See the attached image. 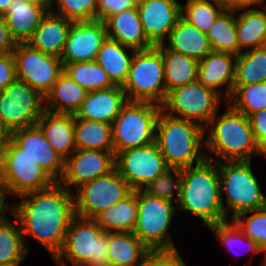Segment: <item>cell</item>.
<instances>
[{
	"label": "cell",
	"mask_w": 266,
	"mask_h": 266,
	"mask_svg": "<svg viewBox=\"0 0 266 266\" xmlns=\"http://www.w3.org/2000/svg\"><path fill=\"white\" fill-rule=\"evenodd\" d=\"M96 8L97 0H52L51 11L76 22L96 20Z\"/></svg>",
	"instance_id": "7bdbcfd3"
},
{
	"label": "cell",
	"mask_w": 266,
	"mask_h": 266,
	"mask_svg": "<svg viewBox=\"0 0 266 266\" xmlns=\"http://www.w3.org/2000/svg\"><path fill=\"white\" fill-rule=\"evenodd\" d=\"M12 214L19 220L24 243L31 237L54 259L61 251L71 219L75 216L74 192L55 183L52 187L18 196Z\"/></svg>",
	"instance_id": "6da1fadb"
},
{
	"label": "cell",
	"mask_w": 266,
	"mask_h": 266,
	"mask_svg": "<svg viewBox=\"0 0 266 266\" xmlns=\"http://www.w3.org/2000/svg\"><path fill=\"white\" fill-rule=\"evenodd\" d=\"M126 50H132V54ZM135 51L108 37L98 51L96 62L105 69L114 85L122 87L128 77Z\"/></svg>",
	"instance_id": "f546056e"
},
{
	"label": "cell",
	"mask_w": 266,
	"mask_h": 266,
	"mask_svg": "<svg viewBox=\"0 0 266 266\" xmlns=\"http://www.w3.org/2000/svg\"><path fill=\"white\" fill-rule=\"evenodd\" d=\"M13 0H0V14H5Z\"/></svg>",
	"instance_id": "db71d44e"
},
{
	"label": "cell",
	"mask_w": 266,
	"mask_h": 266,
	"mask_svg": "<svg viewBox=\"0 0 266 266\" xmlns=\"http://www.w3.org/2000/svg\"><path fill=\"white\" fill-rule=\"evenodd\" d=\"M133 190L116 169L82 184L74 192L75 215L95 219Z\"/></svg>",
	"instance_id": "4fadbf2b"
},
{
	"label": "cell",
	"mask_w": 266,
	"mask_h": 266,
	"mask_svg": "<svg viewBox=\"0 0 266 266\" xmlns=\"http://www.w3.org/2000/svg\"><path fill=\"white\" fill-rule=\"evenodd\" d=\"M74 137L76 149L114 151L111 124L74 115Z\"/></svg>",
	"instance_id": "d6a6232c"
},
{
	"label": "cell",
	"mask_w": 266,
	"mask_h": 266,
	"mask_svg": "<svg viewBox=\"0 0 266 266\" xmlns=\"http://www.w3.org/2000/svg\"><path fill=\"white\" fill-rule=\"evenodd\" d=\"M45 97L24 81L15 79L0 92V123L10 132L35 126L45 111Z\"/></svg>",
	"instance_id": "7c38bea8"
},
{
	"label": "cell",
	"mask_w": 266,
	"mask_h": 266,
	"mask_svg": "<svg viewBox=\"0 0 266 266\" xmlns=\"http://www.w3.org/2000/svg\"><path fill=\"white\" fill-rule=\"evenodd\" d=\"M36 125L54 150L64 160L76 151L74 137V114L54 113L45 110Z\"/></svg>",
	"instance_id": "603a6c76"
},
{
	"label": "cell",
	"mask_w": 266,
	"mask_h": 266,
	"mask_svg": "<svg viewBox=\"0 0 266 266\" xmlns=\"http://www.w3.org/2000/svg\"><path fill=\"white\" fill-rule=\"evenodd\" d=\"M204 138V127L200 124L160 111L155 143L168 167L182 169L203 162L206 159Z\"/></svg>",
	"instance_id": "277c9868"
},
{
	"label": "cell",
	"mask_w": 266,
	"mask_h": 266,
	"mask_svg": "<svg viewBox=\"0 0 266 266\" xmlns=\"http://www.w3.org/2000/svg\"><path fill=\"white\" fill-rule=\"evenodd\" d=\"M260 155L266 158V109L256 111L248 116Z\"/></svg>",
	"instance_id": "bcb514c9"
},
{
	"label": "cell",
	"mask_w": 266,
	"mask_h": 266,
	"mask_svg": "<svg viewBox=\"0 0 266 266\" xmlns=\"http://www.w3.org/2000/svg\"><path fill=\"white\" fill-rule=\"evenodd\" d=\"M167 40L169 42V46L166 45L168 49L198 61L212 51L207 35L182 17L170 32Z\"/></svg>",
	"instance_id": "83f0119b"
},
{
	"label": "cell",
	"mask_w": 266,
	"mask_h": 266,
	"mask_svg": "<svg viewBox=\"0 0 266 266\" xmlns=\"http://www.w3.org/2000/svg\"><path fill=\"white\" fill-rule=\"evenodd\" d=\"M222 98L215 90L196 80L169 91L161 108L172 117L191 120L206 127L217 113Z\"/></svg>",
	"instance_id": "8fae6325"
},
{
	"label": "cell",
	"mask_w": 266,
	"mask_h": 266,
	"mask_svg": "<svg viewBox=\"0 0 266 266\" xmlns=\"http://www.w3.org/2000/svg\"><path fill=\"white\" fill-rule=\"evenodd\" d=\"M251 164V160L218 162L220 197L227 220L266 206V196L261 191ZM223 194H226L225 200ZM228 213L232 217L228 218Z\"/></svg>",
	"instance_id": "5b68a950"
},
{
	"label": "cell",
	"mask_w": 266,
	"mask_h": 266,
	"mask_svg": "<svg viewBox=\"0 0 266 266\" xmlns=\"http://www.w3.org/2000/svg\"><path fill=\"white\" fill-rule=\"evenodd\" d=\"M149 250L133 232H108L107 252L110 265L141 266Z\"/></svg>",
	"instance_id": "4316f807"
},
{
	"label": "cell",
	"mask_w": 266,
	"mask_h": 266,
	"mask_svg": "<svg viewBox=\"0 0 266 266\" xmlns=\"http://www.w3.org/2000/svg\"><path fill=\"white\" fill-rule=\"evenodd\" d=\"M121 86L88 92L75 117L112 124L127 102Z\"/></svg>",
	"instance_id": "44dd1931"
},
{
	"label": "cell",
	"mask_w": 266,
	"mask_h": 266,
	"mask_svg": "<svg viewBox=\"0 0 266 266\" xmlns=\"http://www.w3.org/2000/svg\"><path fill=\"white\" fill-rule=\"evenodd\" d=\"M7 197L6 190L0 185V222L7 218V212L12 213V205H6L5 199ZM5 203V204H4Z\"/></svg>",
	"instance_id": "f907efd6"
},
{
	"label": "cell",
	"mask_w": 266,
	"mask_h": 266,
	"mask_svg": "<svg viewBox=\"0 0 266 266\" xmlns=\"http://www.w3.org/2000/svg\"><path fill=\"white\" fill-rule=\"evenodd\" d=\"M12 54L16 78L44 97L63 73L64 67L59 57L34 49L28 43H18Z\"/></svg>",
	"instance_id": "5bb4252c"
},
{
	"label": "cell",
	"mask_w": 266,
	"mask_h": 266,
	"mask_svg": "<svg viewBox=\"0 0 266 266\" xmlns=\"http://www.w3.org/2000/svg\"><path fill=\"white\" fill-rule=\"evenodd\" d=\"M21 263L0 264V266H20Z\"/></svg>",
	"instance_id": "6f0895ef"
},
{
	"label": "cell",
	"mask_w": 266,
	"mask_h": 266,
	"mask_svg": "<svg viewBox=\"0 0 266 266\" xmlns=\"http://www.w3.org/2000/svg\"><path fill=\"white\" fill-rule=\"evenodd\" d=\"M11 139L28 154L56 183L64 172V158L49 144L35 125L11 132Z\"/></svg>",
	"instance_id": "d6986e66"
},
{
	"label": "cell",
	"mask_w": 266,
	"mask_h": 266,
	"mask_svg": "<svg viewBox=\"0 0 266 266\" xmlns=\"http://www.w3.org/2000/svg\"><path fill=\"white\" fill-rule=\"evenodd\" d=\"M15 79L16 69L12 52L0 53V92Z\"/></svg>",
	"instance_id": "7dc6e473"
},
{
	"label": "cell",
	"mask_w": 266,
	"mask_h": 266,
	"mask_svg": "<svg viewBox=\"0 0 266 266\" xmlns=\"http://www.w3.org/2000/svg\"><path fill=\"white\" fill-rule=\"evenodd\" d=\"M208 228L211 231H213V234L215 235L219 243H221L227 250L230 251L234 250L233 253L235 252V249L237 250L240 249V248L238 249V247L241 244L242 245L240 247H242L243 245L248 246V247L244 246L246 248V249L243 248L244 251L246 250L247 253L250 252L253 255H256L263 251L255 241L247 238L243 234V232L240 230V228L235 224L233 220L230 221L226 220L220 223H216L210 225ZM246 251L244 253H246Z\"/></svg>",
	"instance_id": "ab89813d"
},
{
	"label": "cell",
	"mask_w": 266,
	"mask_h": 266,
	"mask_svg": "<svg viewBox=\"0 0 266 266\" xmlns=\"http://www.w3.org/2000/svg\"><path fill=\"white\" fill-rule=\"evenodd\" d=\"M161 110V106L154 103L127 101L111 124L114 154L155 142Z\"/></svg>",
	"instance_id": "ba28073f"
},
{
	"label": "cell",
	"mask_w": 266,
	"mask_h": 266,
	"mask_svg": "<svg viewBox=\"0 0 266 266\" xmlns=\"http://www.w3.org/2000/svg\"><path fill=\"white\" fill-rule=\"evenodd\" d=\"M14 222L6 218L0 222V264L22 263L29 246L25 245L19 220L11 213Z\"/></svg>",
	"instance_id": "836d02e7"
},
{
	"label": "cell",
	"mask_w": 266,
	"mask_h": 266,
	"mask_svg": "<svg viewBox=\"0 0 266 266\" xmlns=\"http://www.w3.org/2000/svg\"><path fill=\"white\" fill-rule=\"evenodd\" d=\"M28 2L35 3L45 7L48 11L52 9V0H27Z\"/></svg>",
	"instance_id": "f5cc1de1"
},
{
	"label": "cell",
	"mask_w": 266,
	"mask_h": 266,
	"mask_svg": "<svg viewBox=\"0 0 266 266\" xmlns=\"http://www.w3.org/2000/svg\"><path fill=\"white\" fill-rule=\"evenodd\" d=\"M262 252H264L263 261L261 262L262 266H266V249H264Z\"/></svg>",
	"instance_id": "9f6ffc18"
},
{
	"label": "cell",
	"mask_w": 266,
	"mask_h": 266,
	"mask_svg": "<svg viewBox=\"0 0 266 266\" xmlns=\"http://www.w3.org/2000/svg\"><path fill=\"white\" fill-rule=\"evenodd\" d=\"M232 220L247 238L255 241L262 250L266 249V206L240 213Z\"/></svg>",
	"instance_id": "b9f144b4"
},
{
	"label": "cell",
	"mask_w": 266,
	"mask_h": 266,
	"mask_svg": "<svg viewBox=\"0 0 266 266\" xmlns=\"http://www.w3.org/2000/svg\"><path fill=\"white\" fill-rule=\"evenodd\" d=\"M225 103L247 117L256 111L266 109V82L233 85V92Z\"/></svg>",
	"instance_id": "74e56055"
},
{
	"label": "cell",
	"mask_w": 266,
	"mask_h": 266,
	"mask_svg": "<svg viewBox=\"0 0 266 266\" xmlns=\"http://www.w3.org/2000/svg\"><path fill=\"white\" fill-rule=\"evenodd\" d=\"M255 5H263L266 7V0H247V9L253 8ZM250 7V8H249Z\"/></svg>",
	"instance_id": "11a10c76"
},
{
	"label": "cell",
	"mask_w": 266,
	"mask_h": 266,
	"mask_svg": "<svg viewBox=\"0 0 266 266\" xmlns=\"http://www.w3.org/2000/svg\"><path fill=\"white\" fill-rule=\"evenodd\" d=\"M224 12H238L247 9V0H214Z\"/></svg>",
	"instance_id": "681fc988"
},
{
	"label": "cell",
	"mask_w": 266,
	"mask_h": 266,
	"mask_svg": "<svg viewBox=\"0 0 266 266\" xmlns=\"http://www.w3.org/2000/svg\"><path fill=\"white\" fill-rule=\"evenodd\" d=\"M137 205V223L133 233L150 250L176 248L168 230L175 211H178L177 204L137 190Z\"/></svg>",
	"instance_id": "30bf717a"
},
{
	"label": "cell",
	"mask_w": 266,
	"mask_h": 266,
	"mask_svg": "<svg viewBox=\"0 0 266 266\" xmlns=\"http://www.w3.org/2000/svg\"><path fill=\"white\" fill-rule=\"evenodd\" d=\"M11 139V132L0 123V160Z\"/></svg>",
	"instance_id": "816d5d0a"
},
{
	"label": "cell",
	"mask_w": 266,
	"mask_h": 266,
	"mask_svg": "<svg viewBox=\"0 0 266 266\" xmlns=\"http://www.w3.org/2000/svg\"><path fill=\"white\" fill-rule=\"evenodd\" d=\"M164 60L166 92L197 80L199 61L182 53L170 50L164 44L156 45Z\"/></svg>",
	"instance_id": "f1b7e54d"
},
{
	"label": "cell",
	"mask_w": 266,
	"mask_h": 266,
	"mask_svg": "<svg viewBox=\"0 0 266 266\" xmlns=\"http://www.w3.org/2000/svg\"><path fill=\"white\" fill-rule=\"evenodd\" d=\"M181 182L182 169L169 167L161 175L144 186L142 191L151 197L170 200L177 204L180 197ZM174 196H176L175 199L173 198Z\"/></svg>",
	"instance_id": "60d3db41"
},
{
	"label": "cell",
	"mask_w": 266,
	"mask_h": 266,
	"mask_svg": "<svg viewBox=\"0 0 266 266\" xmlns=\"http://www.w3.org/2000/svg\"><path fill=\"white\" fill-rule=\"evenodd\" d=\"M56 182L10 139L0 160V185L7 195L20 196L52 187Z\"/></svg>",
	"instance_id": "9c48e42d"
},
{
	"label": "cell",
	"mask_w": 266,
	"mask_h": 266,
	"mask_svg": "<svg viewBox=\"0 0 266 266\" xmlns=\"http://www.w3.org/2000/svg\"><path fill=\"white\" fill-rule=\"evenodd\" d=\"M167 168L169 167L155 142L126 149L115 155V169L133 191L142 190Z\"/></svg>",
	"instance_id": "9a60e30c"
},
{
	"label": "cell",
	"mask_w": 266,
	"mask_h": 266,
	"mask_svg": "<svg viewBox=\"0 0 266 266\" xmlns=\"http://www.w3.org/2000/svg\"><path fill=\"white\" fill-rule=\"evenodd\" d=\"M223 12L214 0H186L181 5L182 18L205 34Z\"/></svg>",
	"instance_id": "f35d334b"
},
{
	"label": "cell",
	"mask_w": 266,
	"mask_h": 266,
	"mask_svg": "<svg viewBox=\"0 0 266 266\" xmlns=\"http://www.w3.org/2000/svg\"><path fill=\"white\" fill-rule=\"evenodd\" d=\"M88 92L63 72L45 96V110L76 114Z\"/></svg>",
	"instance_id": "484cf974"
},
{
	"label": "cell",
	"mask_w": 266,
	"mask_h": 266,
	"mask_svg": "<svg viewBox=\"0 0 266 266\" xmlns=\"http://www.w3.org/2000/svg\"><path fill=\"white\" fill-rule=\"evenodd\" d=\"M48 10L27 0H13L4 14L5 22L17 43H27Z\"/></svg>",
	"instance_id": "d4e9b609"
},
{
	"label": "cell",
	"mask_w": 266,
	"mask_h": 266,
	"mask_svg": "<svg viewBox=\"0 0 266 266\" xmlns=\"http://www.w3.org/2000/svg\"><path fill=\"white\" fill-rule=\"evenodd\" d=\"M108 38L103 21L72 22L63 53V67L74 62L94 61L104 41Z\"/></svg>",
	"instance_id": "e0dca14e"
},
{
	"label": "cell",
	"mask_w": 266,
	"mask_h": 266,
	"mask_svg": "<svg viewBox=\"0 0 266 266\" xmlns=\"http://www.w3.org/2000/svg\"><path fill=\"white\" fill-rule=\"evenodd\" d=\"M115 169L114 151L76 149L65 159L64 172L58 182L69 191L98 177L107 175Z\"/></svg>",
	"instance_id": "2e32d148"
},
{
	"label": "cell",
	"mask_w": 266,
	"mask_h": 266,
	"mask_svg": "<svg viewBox=\"0 0 266 266\" xmlns=\"http://www.w3.org/2000/svg\"><path fill=\"white\" fill-rule=\"evenodd\" d=\"M236 58L234 54L211 51L199 61L197 80L227 101L233 92ZM225 85L226 89L222 90Z\"/></svg>",
	"instance_id": "ffe728a7"
},
{
	"label": "cell",
	"mask_w": 266,
	"mask_h": 266,
	"mask_svg": "<svg viewBox=\"0 0 266 266\" xmlns=\"http://www.w3.org/2000/svg\"><path fill=\"white\" fill-rule=\"evenodd\" d=\"M177 209L192 212L207 227L226 221L220 197L218 162H203L182 168V182Z\"/></svg>",
	"instance_id": "7a4b0ae2"
},
{
	"label": "cell",
	"mask_w": 266,
	"mask_h": 266,
	"mask_svg": "<svg viewBox=\"0 0 266 266\" xmlns=\"http://www.w3.org/2000/svg\"><path fill=\"white\" fill-rule=\"evenodd\" d=\"M266 82V45L243 51L236 58L233 85Z\"/></svg>",
	"instance_id": "e575fe53"
},
{
	"label": "cell",
	"mask_w": 266,
	"mask_h": 266,
	"mask_svg": "<svg viewBox=\"0 0 266 266\" xmlns=\"http://www.w3.org/2000/svg\"><path fill=\"white\" fill-rule=\"evenodd\" d=\"M72 22L48 11L27 43L34 49L60 58Z\"/></svg>",
	"instance_id": "cb8c5ba5"
},
{
	"label": "cell",
	"mask_w": 266,
	"mask_h": 266,
	"mask_svg": "<svg viewBox=\"0 0 266 266\" xmlns=\"http://www.w3.org/2000/svg\"><path fill=\"white\" fill-rule=\"evenodd\" d=\"M141 266H187L177 248L149 250Z\"/></svg>",
	"instance_id": "ee69618b"
},
{
	"label": "cell",
	"mask_w": 266,
	"mask_h": 266,
	"mask_svg": "<svg viewBox=\"0 0 266 266\" xmlns=\"http://www.w3.org/2000/svg\"><path fill=\"white\" fill-rule=\"evenodd\" d=\"M17 42L12 37L9 28L5 22L3 14H0V52L11 53L17 46Z\"/></svg>",
	"instance_id": "c3c4849f"
},
{
	"label": "cell",
	"mask_w": 266,
	"mask_h": 266,
	"mask_svg": "<svg viewBox=\"0 0 266 266\" xmlns=\"http://www.w3.org/2000/svg\"><path fill=\"white\" fill-rule=\"evenodd\" d=\"M137 190L100 213L95 220L104 232H133L137 223Z\"/></svg>",
	"instance_id": "1f68e13d"
},
{
	"label": "cell",
	"mask_w": 266,
	"mask_h": 266,
	"mask_svg": "<svg viewBox=\"0 0 266 266\" xmlns=\"http://www.w3.org/2000/svg\"><path fill=\"white\" fill-rule=\"evenodd\" d=\"M122 89L128 101L163 105L167 97L164 60L156 46L134 52L128 77Z\"/></svg>",
	"instance_id": "52a82bcc"
},
{
	"label": "cell",
	"mask_w": 266,
	"mask_h": 266,
	"mask_svg": "<svg viewBox=\"0 0 266 266\" xmlns=\"http://www.w3.org/2000/svg\"><path fill=\"white\" fill-rule=\"evenodd\" d=\"M176 0H138L137 11L146 38L154 45L164 44L181 16Z\"/></svg>",
	"instance_id": "ac0fdd59"
},
{
	"label": "cell",
	"mask_w": 266,
	"mask_h": 266,
	"mask_svg": "<svg viewBox=\"0 0 266 266\" xmlns=\"http://www.w3.org/2000/svg\"><path fill=\"white\" fill-rule=\"evenodd\" d=\"M103 22L107 36L124 46L136 51L154 47L144 34L137 6L109 16Z\"/></svg>",
	"instance_id": "7402d4cb"
},
{
	"label": "cell",
	"mask_w": 266,
	"mask_h": 266,
	"mask_svg": "<svg viewBox=\"0 0 266 266\" xmlns=\"http://www.w3.org/2000/svg\"><path fill=\"white\" fill-rule=\"evenodd\" d=\"M206 35L212 51L239 55L236 12H223Z\"/></svg>",
	"instance_id": "d590c367"
},
{
	"label": "cell",
	"mask_w": 266,
	"mask_h": 266,
	"mask_svg": "<svg viewBox=\"0 0 266 266\" xmlns=\"http://www.w3.org/2000/svg\"><path fill=\"white\" fill-rule=\"evenodd\" d=\"M107 243L108 232H104L95 219L75 215L70 221L64 245L53 260L56 266L107 265Z\"/></svg>",
	"instance_id": "8992f818"
},
{
	"label": "cell",
	"mask_w": 266,
	"mask_h": 266,
	"mask_svg": "<svg viewBox=\"0 0 266 266\" xmlns=\"http://www.w3.org/2000/svg\"><path fill=\"white\" fill-rule=\"evenodd\" d=\"M63 72L87 92L108 89L115 86L109 79L105 69L96 60L66 64Z\"/></svg>",
	"instance_id": "8d00e7d4"
},
{
	"label": "cell",
	"mask_w": 266,
	"mask_h": 266,
	"mask_svg": "<svg viewBox=\"0 0 266 266\" xmlns=\"http://www.w3.org/2000/svg\"><path fill=\"white\" fill-rule=\"evenodd\" d=\"M227 107V111L220 116L216 113L204 127L205 136L209 132L205 139L206 158L221 162L251 160L253 154L260 156L249 118Z\"/></svg>",
	"instance_id": "3957f363"
},
{
	"label": "cell",
	"mask_w": 266,
	"mask_h": 266,
	"mask_svg": "<svg viewBox=\"0 0 266 266\" xmlns=\"http://www.w3.org/2000/svg\"><path fill=\"white\" fill-rule=\"evenodd\" d=\"M240 13V14H239ZM236 31L239 55L245 51L266 45V7L250 8L236 12Z\"/></svg>",
	"instance_id": "4dcf8cb0"
},
{
	"label": "cell",
	"mask_w": 266,
	"mask_h": 266,
	"mask_svg": "<svg viewBox=\"0 0 266 266\" xmlns=\"http://www.w3.org/2000/svg\"><path fill=\"white\" fill-rule=\"evenodd\" d=\"M138 0H97L96 20L104 21L107 17L137 6Z\"/></svg>",
	"instance_id": "f6af8a7d"
}]
</instances>
